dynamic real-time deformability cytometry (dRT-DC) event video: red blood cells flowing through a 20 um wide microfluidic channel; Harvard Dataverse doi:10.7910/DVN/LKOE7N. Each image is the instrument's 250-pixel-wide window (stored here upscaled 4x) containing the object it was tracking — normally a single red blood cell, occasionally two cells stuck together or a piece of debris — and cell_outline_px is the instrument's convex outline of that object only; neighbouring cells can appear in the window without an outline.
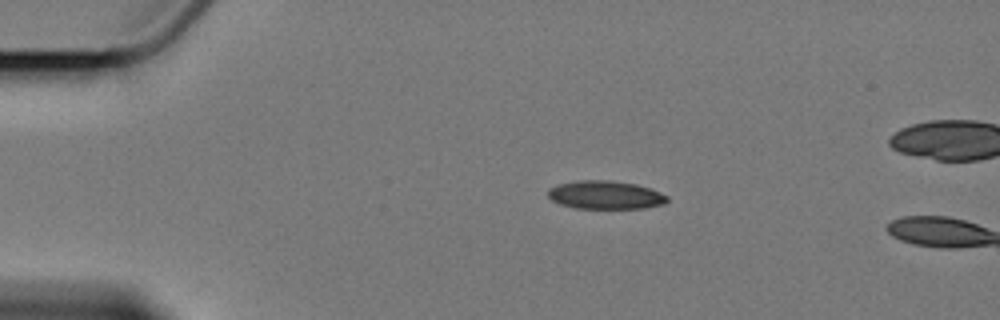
{"species": "Egyptian fruit bat (a non-hibernating species)", "species_latin": "Rousettus aegyptiacus", "temperature_condition": "cold", "stored_images_in_passage": 4, "camera_frame_rate_fps": 3000, "um_per_image_px": 0.085, "animal": {"sex": "female"}, "frame": {"image": 1, "passage_image": 3, "time_ms": 2.333, "image_size_px": [1000, 320], "cell_outline_px": [[668, 200], [664, 204], [644, 208], [576, 208], [560, 204], [552, 200], [548, 196], [548, 188], [556, 184], [576, 180], [612, 180], [636, 184], [652, 188], [668, 196]], "centroid_in_image_um": [51.45, 16.56], "position_along_channel_um": 33.5, "area_um2": 19.88}}